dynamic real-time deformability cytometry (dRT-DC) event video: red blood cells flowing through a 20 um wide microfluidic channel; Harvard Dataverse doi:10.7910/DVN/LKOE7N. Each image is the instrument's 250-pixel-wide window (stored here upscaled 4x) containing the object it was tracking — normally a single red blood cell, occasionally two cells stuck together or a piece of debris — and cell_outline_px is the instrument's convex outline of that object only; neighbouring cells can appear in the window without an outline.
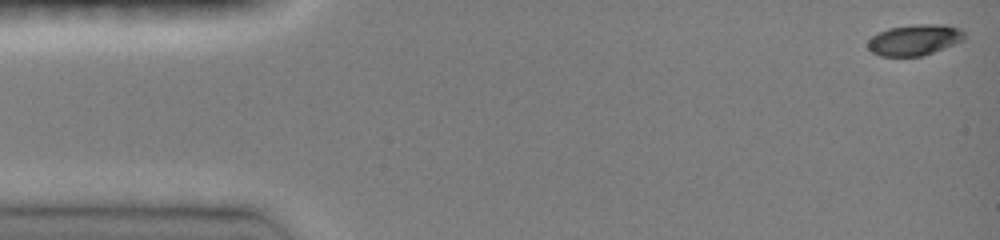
{"species": "common noctule bat (a hibernating species)", "species_latin": "Nyctalus noctula", "temperature_condition": "room temperature", "stored_images_in_passage": 11, "camera_frame_rate_fps": 3000, "um_per_image_px": 0.085, "animal": {"sex": "female", "body_mass_g": 19.0, "forearm_length_mm": 51.5}, "frame": {"image": 1, "passage_image": 1, "time_ms": 0.0, "image_size_px": [1000, 240], "cell_outline_px": [[964, 40], [924, 56], [880, 56], [872, 52], [868, 48], [868, 40], [872, 36], [888, 28], [912, 24], [944, 24], [960, 28], [964, 32]], "centroid_in_image_um": [77.74, 3.38], "position_along_channel_um": 7.3, "area_um2": 17.51}}
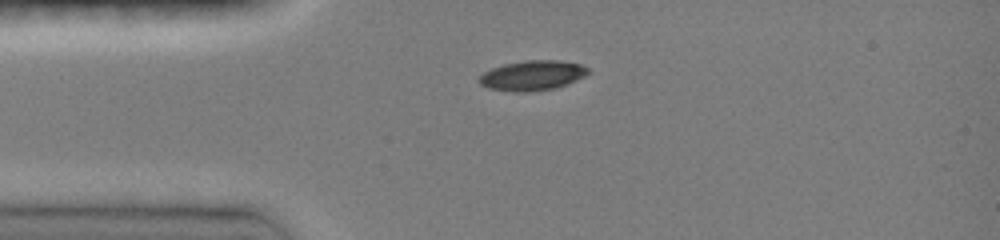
{"frame": {"image": 2, "passage_image": 11, "time_ms": 3.333, "image_size_px": [1000, 240], "cell_outline_px": [[588, 72], [584, 76], [576, 80], [556, 88], [524, 92], [512, 92], [488, 88], [480, 84], [476, 80], [484, 72], [492, 68], [504, 64], [524, 60], [560, 60], [580, 64], [588, 68]], "centroid_in_image_um": [45.21, 6.41], "position_along_channel_um": 39.8, "area_um2": 19.02}}